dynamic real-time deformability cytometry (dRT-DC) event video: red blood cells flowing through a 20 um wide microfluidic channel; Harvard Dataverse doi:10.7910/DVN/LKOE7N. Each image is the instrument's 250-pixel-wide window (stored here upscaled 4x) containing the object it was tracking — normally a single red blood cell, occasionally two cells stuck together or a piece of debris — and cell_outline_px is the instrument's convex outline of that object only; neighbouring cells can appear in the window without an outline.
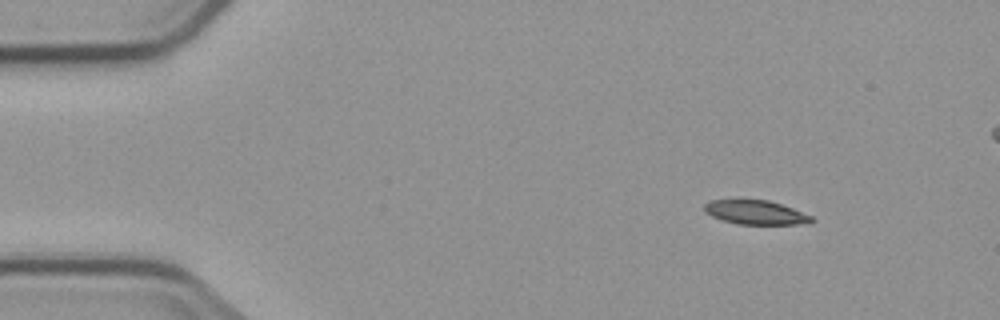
{"species": "common noctule bat (a hibernating species)", "species_latin": "Nyctalus noctula", "temperature_condition": "cold", "stored_images_in_passage": 14, "camera_frame_rate_fps": 3000, "um_per_image_px": 0.085, "animal": {"sex": "male", "body_mass_g": 23.1, "forearm_length_mm": 52.7}, "frame": {"image": 1, "passage_image": 1, "time_ms": 0.0, "image_size_px": [1000, 320], "cell_outline_px": [[816, 220], [796, 224], [736, 224], [712, 216], [704, 212], [704, 204], [708, 200], [736, 196], [768, 200], [792, 208], [812, 216]], "centroid_in_image_um": [64.1, 17.99], "position_along_channel_um": 20.9, "area_um2": 15.72}}
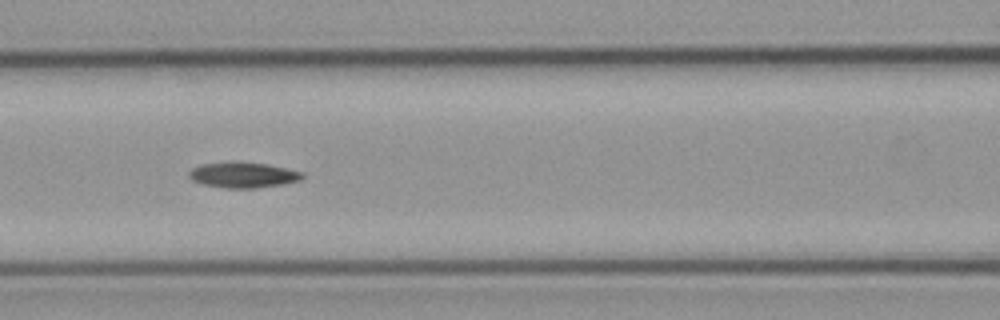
{"frame": {"image": 2, "passage_image": 5, "time_ms": 5.667, "image_size_px": [1000, 320], "cell_outline_px": [[304, 176], [300, 180], [284, 184], [256, 188], [224, 188], [204, 184], [192, 180], [188, 176], [188, 172], [192, 168], [200, 164], [264, 164], [304, 172]], "centroid_in_image_um": [20.68, 14.91], "position_along_channel_um": 145.9, "area_um2": 16.18}}
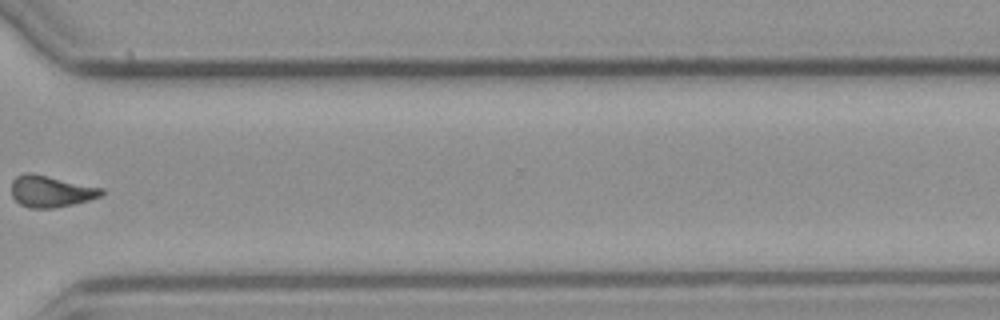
{"frame": {"image": 3, "passage_image": 10, "time_ms": 11.667, "image_size_px": [1000, 320], "cell_outline_px": [[104, 192], [100, 196], [88, 200], [72, 204], [52, 208], [28, 208], [20, 204], [12, 196], [12, 180], [16, 176], [24, 172], [32, 172], [104, 188]], "centroid_in_image_um": [4.3, 16.24], "position_along_channel_um": 366.3, "area_um2": 16.65}}